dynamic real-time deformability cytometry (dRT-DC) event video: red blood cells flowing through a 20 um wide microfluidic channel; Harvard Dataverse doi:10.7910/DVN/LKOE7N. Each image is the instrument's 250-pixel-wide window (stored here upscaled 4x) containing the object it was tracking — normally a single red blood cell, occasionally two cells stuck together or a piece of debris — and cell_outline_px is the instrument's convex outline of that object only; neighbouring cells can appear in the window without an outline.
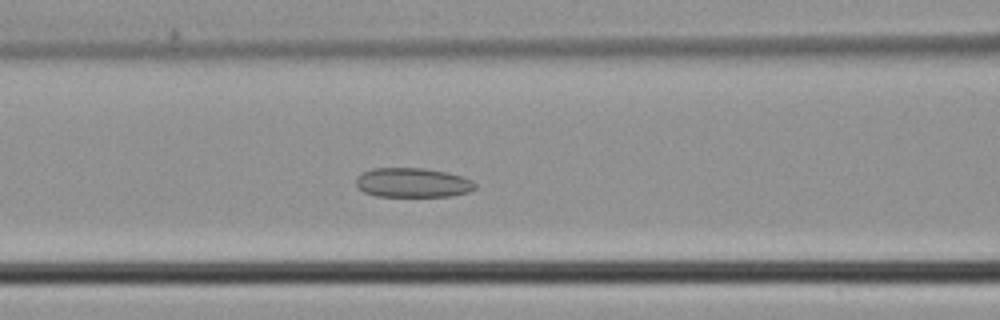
{"species": "common noctule bat (a hibernating species)", "species_latin": "Nyctalus noctula", "temperature_condition": "cold", "stored_images_in_passage": 42, "camera_frame_rate_fps": 3000, "um_per_image_px": 0.085, "animal": {"sex": "male", "body_mass_g": 21.5, "forearm_length_mm": 52.0}, "frame": {"image": 1, "passage_image": 16, "time_ms": 5.0, "image_size_px": [1000, 320], "cell_outline_px": [[476, 188], [468, 192], [448, 196], [376, 196], [364, 192], [356, 184], [356, 176], [372, 168], [424, 168], [444, 172], [460, 176], [472, 180], [476, 184]], "centroid_in_image_um": [35.06, 15.52], "position_along_channel_um": 131.5, "area_um2": 20.29}}
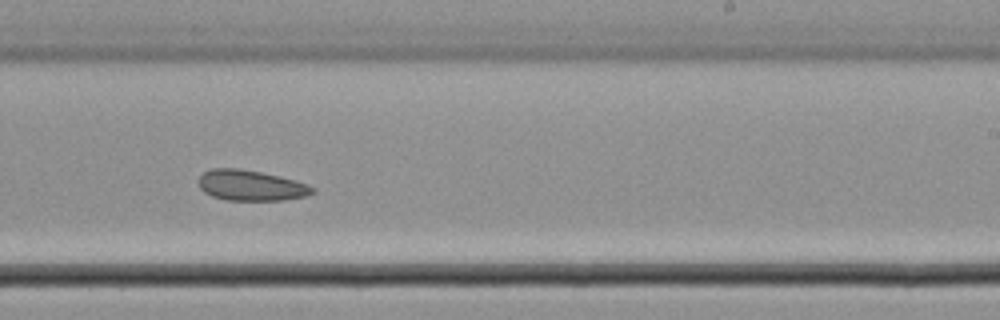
{"frame": {"image": 2, "passage_image": 25, "time_ms": 8.0, "image_size_px": [1000, 320], "cell_outline_px": [[316, 192], [304, 196], [284, 200], [224, 200], [212, 196], [204, 192], [200, 188], [200, 176], [204, 172], [212, 168], [236, 168], [260, 172], [280, 176], [296, 180], [308, 184], [316, 188]], "centroid_in_image_um": [21.36, 15.76], "position_along_channel_um": 267.6, "area_um2": 20.29}}
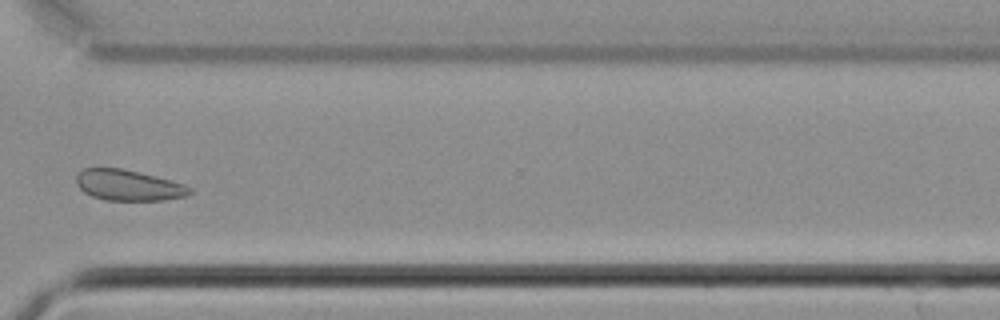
{"frame": {"image": 3, "passage_image": 31, "time_ms": 10.0, "image_size_px": [1000, 320], "cell_outline_px": [[192, 192], [184, 196], [164, 200], [104, 200], [92, 196], [84, 192], [76, 184], [76, 172], [84, 168], [124, 168], [156, 176], [184, 184], [192, 188]], "centroid_in_image_um": [10.88, 15.73], "position_along_channel_um": 359.7, "area_um2": 20.46}}